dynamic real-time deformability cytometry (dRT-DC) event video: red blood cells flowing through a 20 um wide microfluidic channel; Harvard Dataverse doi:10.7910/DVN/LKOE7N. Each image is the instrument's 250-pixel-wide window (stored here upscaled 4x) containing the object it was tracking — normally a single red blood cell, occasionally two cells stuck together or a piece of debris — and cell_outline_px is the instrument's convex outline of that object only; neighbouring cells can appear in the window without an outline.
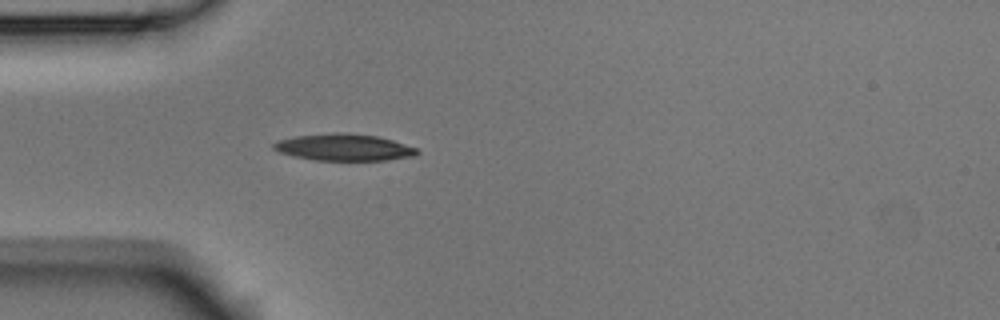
{"species": "Egyptian fruit bat (a non-hibernating species)", "species_latin": "Rousettus aegyptiacus", "temperature_condition": "room temperature", "stored_images_in_passage": 4, "camera_frame_rate_fps": 3000, "um_per_image_px": 0.085, "animal": {"sex": "male"}, "frame": {"image": 1, "passage_image": 4, "time_ms": 1.0, "image_size_px": [1000, 320], "cell_outline_px": [[420, 152], [416, 156], [388, 160], [312, 160], [292, 156], [280, 152], [272, 148], [272, 144], [280, 140], [296, 136], [332, 132], [344, 132], [376, 136], [392, 140], [416, 148]], "centroid_in_image_um": [29.23, 12.52], "position_along_channel_um": 55.8, "area_um2": 22.43}}